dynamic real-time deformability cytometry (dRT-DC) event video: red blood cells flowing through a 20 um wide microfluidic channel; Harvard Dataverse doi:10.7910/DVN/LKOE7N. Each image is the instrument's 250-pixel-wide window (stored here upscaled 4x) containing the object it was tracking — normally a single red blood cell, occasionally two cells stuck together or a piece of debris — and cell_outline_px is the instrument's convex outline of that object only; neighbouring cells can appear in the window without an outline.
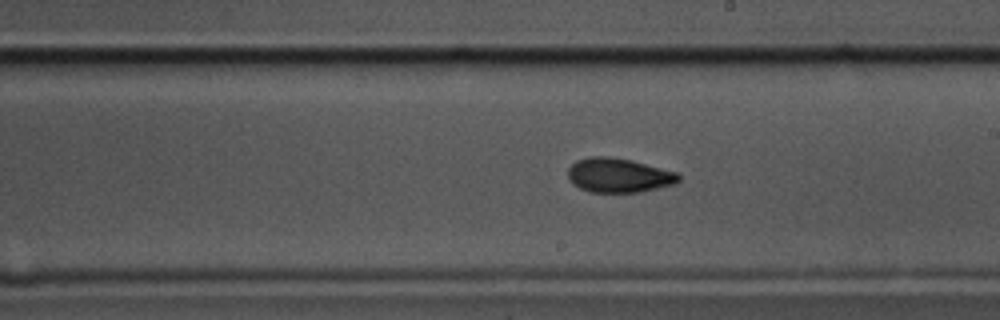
{"species": "common noctule bat (a hibernating species)", "species_latin": "Nyctalus noctula", "temperature_condition": "cold", "stored_images_in_passage": 38, "camera_frame_rate_fps": 3000, "um_per_image_px": 0.085, "animal": {"sex": "male", "body_mass_g": 17.5, "forearm_length_mm": 52.3}, "frame": {"image": 1, "passage_image": 19, "time_ms": 6.0, "image_size_px": [1000, 320], "cell_outline_px": [[680, 180], [676, 184], [640, 192], [588, 192], [572, 184], [568, 180], [568, 168], [576, 160], [588, 156], [608, 156], [632, 160], [680, 172]], "centroid_in_image_um": [52.6, 14.89], "position_along_channel_um": 236.4, "area_um2": 22.6}}
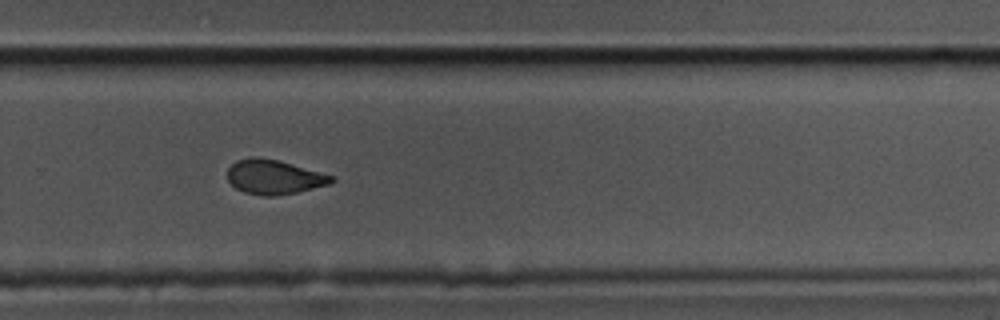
{"frame": {"image": 2, "passage_image": 25, "time_ms": 8.0, "image_size_px": [1000, 320], "cell_outline_px": [[336, 180], [332, 184], [296, 192], [272, 196], [264, 196], [244, 192], [236, 188], [228, 180], [228, 168], [236, 160], [252, 156], [256, 156], [280, 160], [332, 176]], "centroid_in_image_um": [23.28, 15.03], "position_along_channel_um": 306.5, "area_um2": 20.87}}
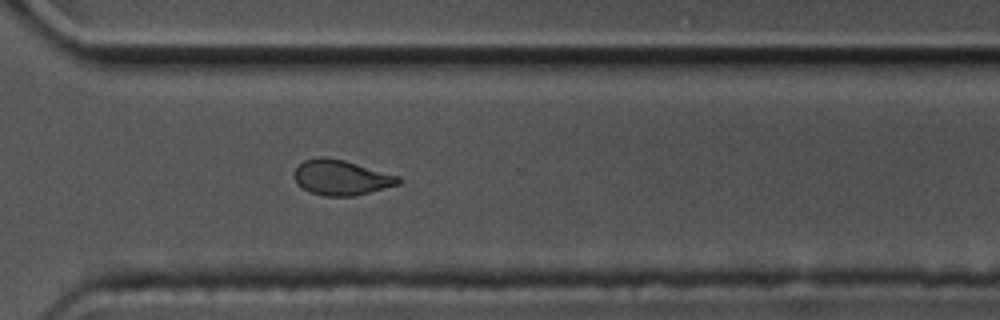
{"frame": {"image": 3, "passage_image": 28, "time_ms": 9.0, "image_size_px": [1000, 320], "cell_outline_px": [[400, 184], [352, 196], [324, 196], [312, 192], [304, 188], [296, 180], [292, 172], [304, 160], [320, 156], [324, 156], [344, 160], [400, 176]], "centroid_in_image_um": [29.0, 15.07], "position_along_channel_um": 341.6, "area_um2": 21.1}, "authors_computed_cell_mechanics": {"area_um2": 22.1085, "velocity_mm_per_s": 3.5033, "shape_relaxation_time_tau1_ms": 11.3597, "shape_relaxation_time_tau2_ms": 2.6683, "deformation_change_tau1": 0.1928, "deformation_change_tau2": 0.0828}}